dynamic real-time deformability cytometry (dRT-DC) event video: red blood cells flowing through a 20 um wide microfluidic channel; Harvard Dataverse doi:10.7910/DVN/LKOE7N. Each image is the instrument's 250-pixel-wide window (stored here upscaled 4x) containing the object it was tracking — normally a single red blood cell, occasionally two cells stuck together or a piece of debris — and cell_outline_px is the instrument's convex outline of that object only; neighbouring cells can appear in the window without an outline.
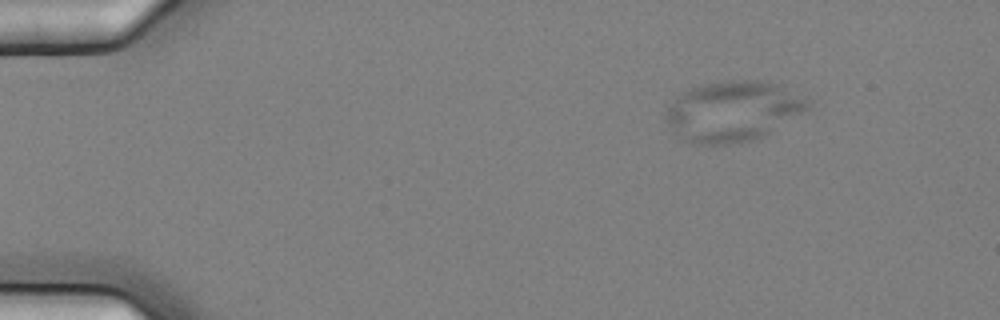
{"species": "common noctule bat (a hibernating species)", "species_latin": "Nyctalus noctula", "temperature_condition": "cold", "stored_images_in_passage": 4, "camera_frame_rate_fps": 3000, "um_per_image_px": 0.085, "animal": {"sex": "female", "body_mass_g": 25.1}, "frame": {"image": 1, "passage_image": 1, "time_ms": 0.0, "image_size_px": [1000, 320], "cell_outline_px": [[812, 100], [808, 108], [768, 132], [752, 140], [724, 144], [692, 144], [684, 140], [668, 124], [664, 116], [664, 112], [676, 96], [700, 84], [720, 80], [768, 80], [780, 84]], "centroid_in_image_um": [62.27, 9.41], "position_along_channel_um": 22.7, "area_um2": 49.77}}
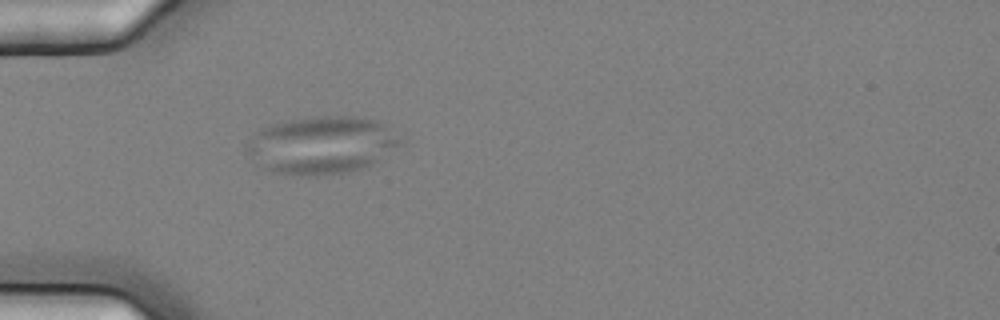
{"frame": {"image": 2, "passage_image": 4, "time_ms": 1.0, "image_size_px": [1000, 320], "cell_outline_px": [[400, 144], [372, 164], [364, 168], [348, 172], [308, 176], [272, 172], [256, 164], [244, 152], [244, 148], [252, 132], [268, 124], [288, 120], [324, 116], [352, 116], [376, 120], [388, 124], [400, 140]], "centroid_in_image_um": [27.25, 12.32], "position_along_channel_um": 57.7, "area_um2": 51.9}}